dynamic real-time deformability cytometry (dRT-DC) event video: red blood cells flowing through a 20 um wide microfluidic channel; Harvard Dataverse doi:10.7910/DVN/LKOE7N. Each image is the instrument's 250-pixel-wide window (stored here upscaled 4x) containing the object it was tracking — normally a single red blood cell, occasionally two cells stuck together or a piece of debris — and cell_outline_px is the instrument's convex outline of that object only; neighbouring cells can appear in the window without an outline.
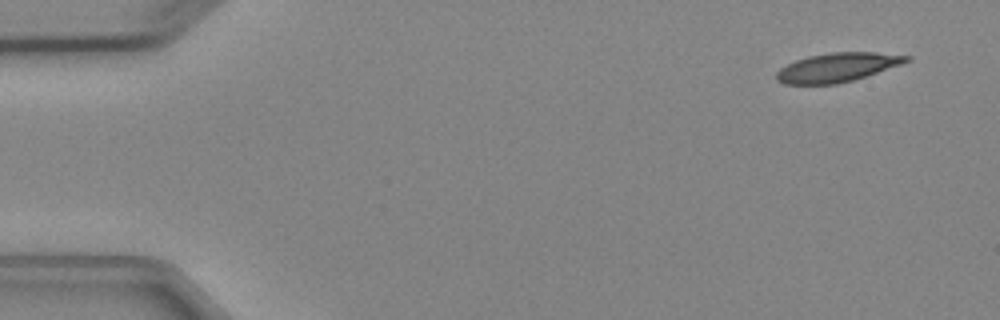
{"species": "Egyptian fruit bat (a non-hibernating species)", "species_latin": "Rousettus aegyptiacus", "temperature_condition": "cold", "stored_images_in_passage": 4, "segment_of_instrument_passage": [2, 2], "camera_frame_rate_fps": 3000, "um_per_image_px": 0.085, "animal": {"sex": "female"}, "frame": {"image": 1, "passage_image": 4, "time_ms": 3.667, "image_size_px": [1000, 320], "cell_outline_px": [[912, 60], [852, 80], [836, 84], [784, 84], [776, 80], [776, 72], [780, 68], [796, 60], [808, 56], [832, 52], [876, 52], [912, 56]], "centroid_in_image_um": [71.15, 5.72], "position_along_channel_um": 13.9, "area_um2": 21.73}}